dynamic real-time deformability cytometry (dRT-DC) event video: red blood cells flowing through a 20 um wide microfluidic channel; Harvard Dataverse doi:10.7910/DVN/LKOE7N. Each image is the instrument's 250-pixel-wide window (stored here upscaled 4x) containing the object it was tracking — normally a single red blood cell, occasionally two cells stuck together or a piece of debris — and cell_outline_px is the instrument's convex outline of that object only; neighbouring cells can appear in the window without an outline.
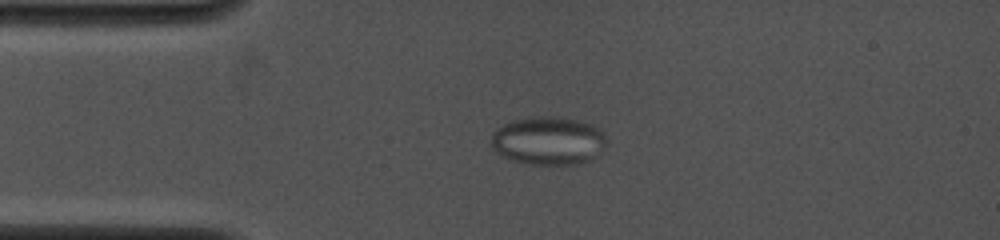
{"species": "common noctule bat (a hibernating species)", "species_latin": "Nyctalus noctula", "temperature_condition": "cold", "stored_images_in_passage": 40, "camera_frame_rate_fps": 4000, "um_per_image_px": 0.085, "animal": {"sex": "female", "body_mass_g": 19.0, "forearm_length_mm": 53.3}, "frame": {"image": 1, "passage_image": 8, "time_ms": 3.25, "image_size_px": [1000, 240], "cell_outline_px": [[604, 148], [592, 160], [576, 164], [532, 164], [516, 160], [504, 156], [496, 152], [492, 148], [492, 132], [496, 128], [504, 124], [516, 120], [532, 116], [560, 116], [580, 120], [592, 124], [604, 132]], "centroid_in_image_um": [46.63, 11.94], "position_along_channel_um": 38.4, "area_um2": 32.43}}
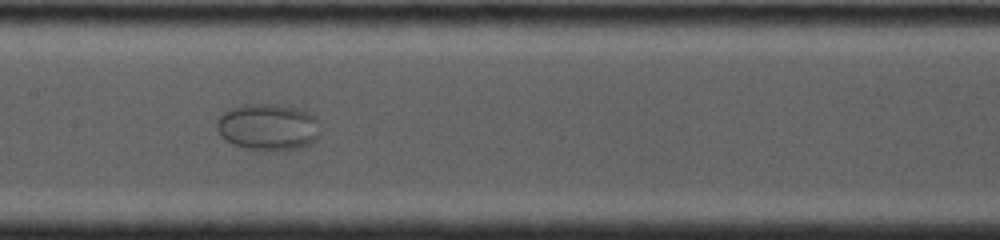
{"frame": {"image": 2, "passage_image": 19, "time_ms": 7.75, "image_size_px": [1000, 240], "cell_outline_px": [[320, 136], [316, 140], [308, 144], [296, 148], [244, 148], [224, 140], [220, 136], [216, 128], [216, 120], [228, 108], [240, 104], [276, 104], [296, 108], [308, 112], [316, 120]], "centroid_in_image_um": [22.72, 10.75], "position_along_channel_um": 184.7, "area_um2": 27.69}}
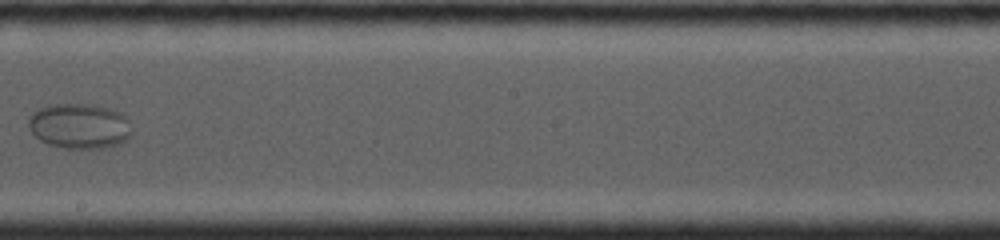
{"frame": {"image": 3, "passage_image": 23, "time_ms": 9.25, "image_size_px": [1000, 240], "cell_outline_px": [[132, 132], [124, 140], [116, 144], [100, 148], [64, 148], [48, 144], [40, 140], [28, 128], [28, 120], [32, 112], [40, 108], [56, 104], [92, 104], [108, 108], [120, 112], [128, 120]], "centroid_in_image_um": [6.72, 10.7], "position_along_channel_um": 241.5, "area_um2": 26.99}}